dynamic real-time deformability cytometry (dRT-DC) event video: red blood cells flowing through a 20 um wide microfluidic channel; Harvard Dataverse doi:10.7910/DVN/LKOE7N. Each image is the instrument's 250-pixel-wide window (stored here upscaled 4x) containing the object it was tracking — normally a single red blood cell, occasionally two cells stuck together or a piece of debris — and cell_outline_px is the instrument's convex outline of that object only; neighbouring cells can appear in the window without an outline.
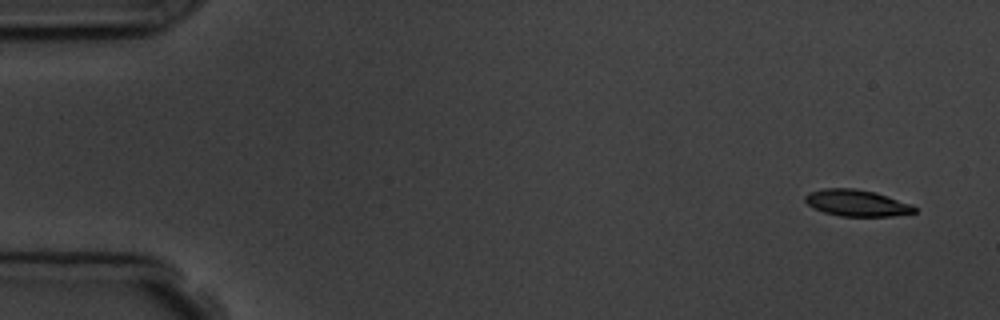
{"species": "common noctule bat (a hibernating species)", "species_latin": "Nyctalus noctula", "temperature_condition": "room temperature", "stored_images_in_passage": 4, "camera_frame_rate_fps": 3000, "um_per_image_px": 0.085, "animal": {"sex": "male", "body_mass_g": 19.5, "forearm_length_mm": 54.6}, "frame": {"image": 1, "passage_image": 1, "time_ms": 0.0, "image_size_px": [1000, 320], "cell_outline_px": [[916, 212], [892, 216], [840, 216], [824, 212], [808, 204], [804, 200], [804, 196], [808, 192], [824, 188], [856, 188], [876, 192], [912, 204], [916, 208]], "centroid_in_image_um": [72.83, 17.24], "position_along_channel_um": 12.2, "area_um2": 16.94}}